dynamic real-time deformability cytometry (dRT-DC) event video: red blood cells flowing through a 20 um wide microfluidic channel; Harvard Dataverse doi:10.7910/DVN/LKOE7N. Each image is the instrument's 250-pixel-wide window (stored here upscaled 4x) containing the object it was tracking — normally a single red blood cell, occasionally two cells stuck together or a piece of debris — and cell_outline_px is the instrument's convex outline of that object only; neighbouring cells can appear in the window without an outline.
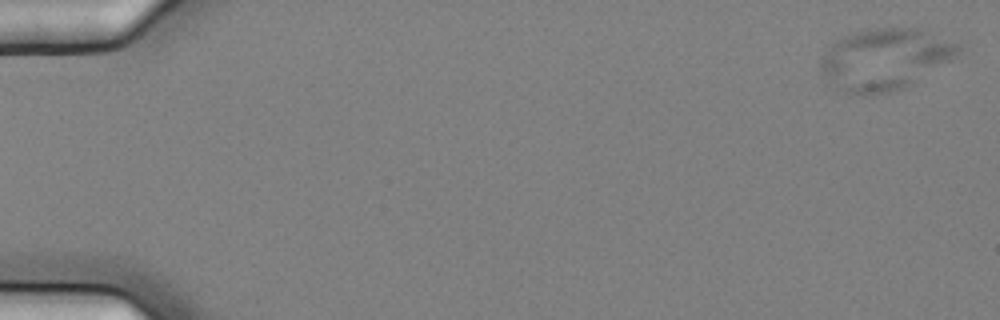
{"species": "common noctule bat (a hibernating species)", "species_latin": "Nyctalus noctula", "temperature_condition": "cold", "stored_images_in_passage": 5, "camera_frame_rate_fps": 3000, "um_per_image_px": 0.085, "animal": {"sex": "female", "body_mass_g": 25.1}, "frame": {"image": 1, "passage_image": 1, "time_ms": 0.0, "image_size_px": [1000, 320], "cell_outline_px": [[960, 48], [956, 56], [952, 60], [904, 88], [892, 92], [872, 96], [848, 96], [828, 84], [820, 68], [820, 64], [824, 56], [832, 44], [836, 40], [844, 36], [868, 28], [916, 28], [956, 44]], "centroid_in_image_um": [75.13, 5.1], "position_along_channel_um": 9.9, "area_um2": 49.25}}
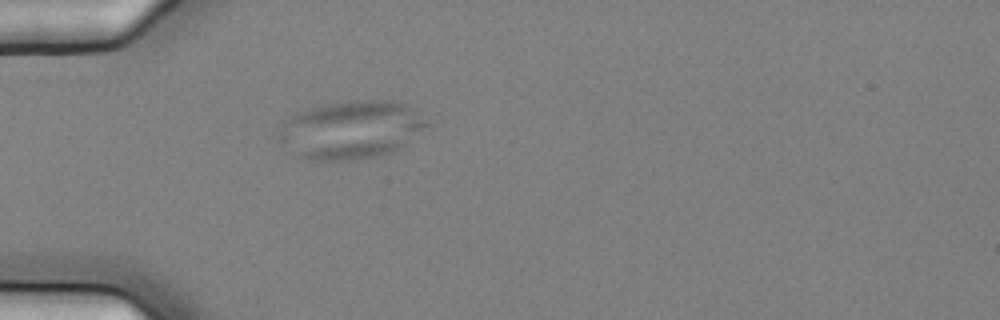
{"frame": {"image": 2, "passage_image": 5, "time_ms": 1.333, "image_size_px": [1000, 320], "cell_outline_px": [[432, 124], [400, 148], [388, 152], [372, 156], [352, 160], [312, 160], [292, 156], [276, 140], [284, 120], [288, 116], [296, 112], [328, 104], [348, 100], [392, 100], [416, 108]], "centroid_in_image_um": [29.81, 11.03], "position_along_channel_um": 55.2, "area_um2": 50.81}}